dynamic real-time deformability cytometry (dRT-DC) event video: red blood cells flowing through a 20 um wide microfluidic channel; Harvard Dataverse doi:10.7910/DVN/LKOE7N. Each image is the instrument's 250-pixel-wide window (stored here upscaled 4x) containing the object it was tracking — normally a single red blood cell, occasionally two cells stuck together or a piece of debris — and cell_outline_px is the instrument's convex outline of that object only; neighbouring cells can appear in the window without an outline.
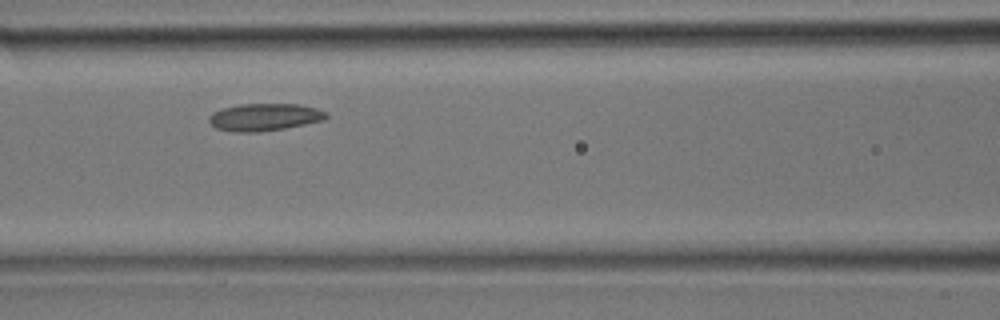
{"species": "common noctule bat (a hibernating species)", "species_latin": "Nyctalus noctula", "temperature_condition": "room temperature", "stored_images_in_passage": 15, "camera_frame_rate_fps": 3000, "um_per_image_px": 0.085, "animal": {"sex": "male", "body_mass_g": 17.9}, "frame": {"image": 1, "passage_image": 7, "time_ms": 2.0, "image_size_px": [1000, 320], "cell_outline_px": [[328, 116], [324, 120], [284, 128], [260, 132], [232, 132], [216, 128], [208, 120], [208, 116], [212, 112], [224, 108], [240, 104], [300, 104], [316, 108], [328, 112]], "centroid_in_image_um": [22.48, 9.95], "position_along_channel_um": 144.1, "area_um2": 18.73}}
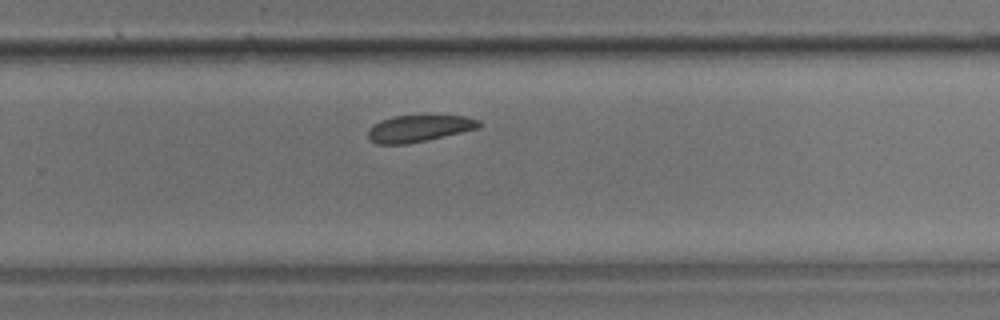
{"frame": {"image": 2, "passage_image": 14, "time_ms": 4.333, "image_size_px": [1000, 320], "cell_outline_px": [[480, 128], [408, 144], [376, 144], [368, 140], [368, 128], [372, 124], [380, 120], [392, 116], [468, 116], [480, 120]], "centroid_in_image_um": [35.57, 10.92], "position_along_channel_um": 294.2, "area_um2": 17.4}}